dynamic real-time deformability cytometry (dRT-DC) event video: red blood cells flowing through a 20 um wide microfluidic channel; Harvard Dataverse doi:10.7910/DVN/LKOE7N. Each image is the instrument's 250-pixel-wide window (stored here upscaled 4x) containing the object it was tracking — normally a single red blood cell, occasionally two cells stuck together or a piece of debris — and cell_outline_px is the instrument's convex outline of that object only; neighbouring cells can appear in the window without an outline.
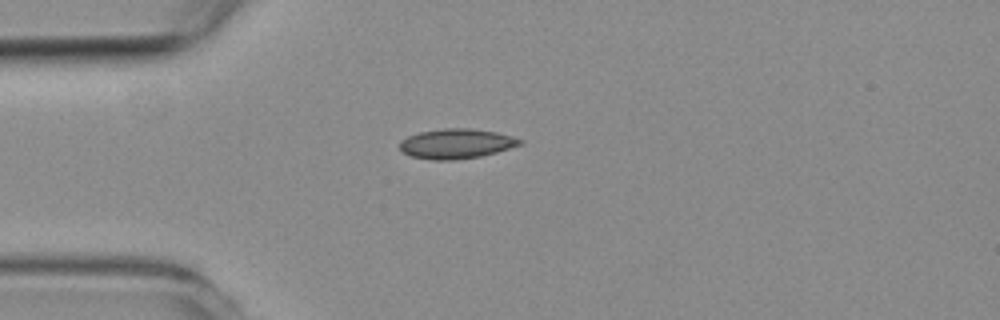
{"species": "common noctule bat (a hibernating species)", "species_latin": "Nyctalus noctula", "temperature_condition": "room temperature", "stored_images_in_passage": 1, "camera_frame_rate_fps": 3000, "um_per_image_px": 0.085, "animal": {"sex": "female", "body_mass_g": 19.3, "forearm_length_mm": 54.1}, "frame": {"image": 1, "passage_image": 1, "time_ms": 0.0, "image_size_px": [1000, 320], "cell_outline_px": [[524, 144], [496, 152], [480, 156], [452, 160], [432, 160], [412, 156], [404, 152], [400, 148], [400, 140], [408, 136], [420, 132], [444, 128], [468, 128], [496, 132], [512, 136], [524, 140]], "centroid_in_image_um": [38.81, 12.21], "position_along_channel_um": 46.2, "area_um2": 20.81}}